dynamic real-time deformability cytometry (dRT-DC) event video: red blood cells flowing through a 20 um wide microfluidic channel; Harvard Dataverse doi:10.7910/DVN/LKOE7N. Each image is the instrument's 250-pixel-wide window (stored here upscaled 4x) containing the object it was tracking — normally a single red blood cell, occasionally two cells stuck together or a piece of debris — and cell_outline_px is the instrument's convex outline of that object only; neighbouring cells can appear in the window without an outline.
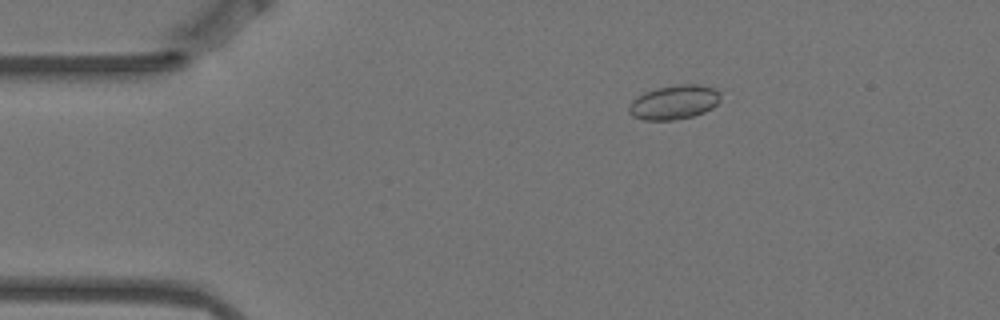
{"species": "Egyptian fruit bat (a non-hibernating species)", "species_latin": "Rousettus aegyptiacus", "temperature_condition": "warm", "stored_images_in_passage": 5, "camera_frame_rate_fps": 3000, "um_per_image_px": 0.085, "animal": {"sex": "female"}, "frame": {"image": 1, "passage_image": 3, "time_ms": 0.667, "image_size_px": [1000, 320], "cell_outline_px": [[720, 100], [712, 108], [704, 112], [692, 116], [672, 120], [644, 120], [632, 116], [628, 112], [628, 108], [632, 100], [636, 96], [644, 92], [656, 88], [676, 84], [700, 84], [716, 88], [720, 92]], "centroid_in_image_um": [57.29, 8.67], "position_along_channel_um": 27.7, "area_um2": 18.5}}
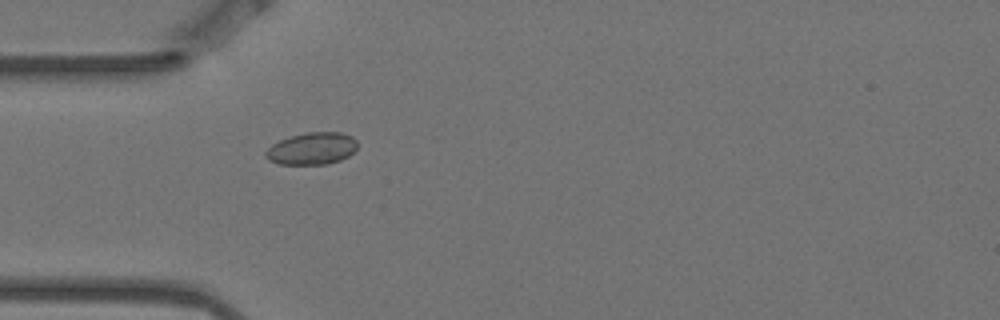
{"frame": {"image": 2, "passage_image": 5, "time_ms": 1.333, "image_size_px": [1000, 320], "cell_outline_px": [[356, 148], [348, 156], [340, 160], [328, 164], [280, 164], [268, 160], [264, 156], [264, 152], [272, 144], [280, 140], [292, 136], [308, 132], [340, 132], [352, 136], [356, 140]], "centroid_in_image_um": [26.49, 12.63], "position_along_channel_um": 58.5, "area_um2": 17.11}}